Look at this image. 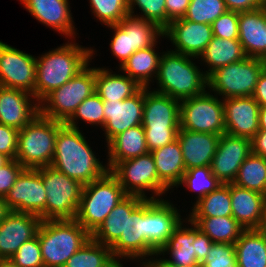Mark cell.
Wrapping results in <instances>:
<instances>
[{"label":"cell","mask_w":266,"mask_h":267,"mask_svg":"<svg viewBox=\"0 0 266 267\" xmlns=\"http://www.w3.org/2000/svg\"><path fill=\"white\" fill-rule=\"evenodd\" d=\"M79 128L67 126L59 128L51 167L64 173L82 185L100 179L109 169L95 156Z\"/></svg>","instance_id":"6da1fadb"},{"label":"cell","mask_w":266,"mask_h":267,"mask_svg":"<svg viewBox=\"0 0 266 267\" xmlns=\"http://www.w3.org/2000/svg\"><path fill=\"white\" fill-rule=\"evenodd\" d=\"M93 48H85L78 43L71 42L48 51L36 58V82L34 98L40 103L49 93L58 89L92 60Z\"/></svg>","instance_id":"7a4b0ae2"},{"label":"cell","mask_w":266,"mask_h":267,"mask_svg":"<svg viewBox=\"0 0 266 267\" xmlns=\"http://www.w3.org/2000/svg\"><path fill=\"white\" fill-rule=\"evenodd\" d=\"M190 58L195 59L173 51L163 52L156 77L158 89L153 91L180 101L204 94L208 87L207 76Z\"/></svg>","instance_id":"3957f363"},{"label":"cell","mask_w":266,"mask_h":267,"mask_svg":"<svg viewBox=\"0 0 266 267\" xmlns=\"http://www.w3.org/2000/svg\"><path fill=\"white\" fill-rule=\"evenodd\" d=\"M144 87L142 126L149 152L177 139L180 129V100Z\"/></svg>","instance_id":"277c9868"},{"label":"cell","mask_w":266,"mask_h":267,"mask_svg":"<svg viewBox=\"0 0 266 267\" xmlns=\"http://www.w3.org/2000/svg\"><path fill=\"white\" fill-rule=\"evenodd\" d=\"M91 235L75 219L45 220L38 229L44 267H64Z\"/></svg>","instance_id":"5b68a950"},{"label":"cell","mask_w":266,"mask_h":267,"mask_svg":"<svg viewBox=\"0 0 266 267\" xmlns=\"http://www.w3.org/2000/svg\"><path fill=\"white\" fill-rule=\"evenodd\" d=\"M64 124L57 120L36 115L18 132L16 160L24 167L37 169L50 166L55 151L59 128Z\"/></svg>","instance_id":"8992f818"},{"label":"cell","mask_w":266,"mask_h":267,"mask_svg":"<svg viewBox=\"0 0 266 267\" xmlns=\"http://www.w3.org/2000/svg\"><path fill=\"white\" fill-rule=\"evenodd\" d=\"M126 196L118 179L108 171L100 179L83 185L75 220L91 235Z\"/></svg>","instance_id":"52a82bcc"},{"label":"cell","mask_w":266,"mask_h":267,"mask_svg":"<svg viewBox=\"0 0 266 267\" xmlns=\"http://www.w3.org/2000/svg\"><path fill=\"white\" fill-rule=\"evenodd\" d=\"M96 67L87 65L58 89L53 90L39 103V113L43 117L66 122L77 107L95 93Z\"/></svg>","instance_id":"ba28073f"},{"label":"cell","mask_w":266,"mask_h":267,"mask_svg":"<svg viewBox=\"0 0 266 267\" xmlns=\"http://www.w3.org/2000/svg\"><path fill=\"white\" fill-rule=\"evenodd\" d=\"M37 169L46 190L45 220L75 219L83 185L51 166Z\"/></svg>","instance_id":"9c48e42d"},{"label":"cell","mask_w":266,"mask_h":267,"mask_svg":"<svg viewBox=\"0 0 266 267\" xmlns=\"http://www.w3.org/2000/svg\"><path fill=\"white\" fill-rule=\"evenodd\" d=\"M263 61L259 58L245 57L213 71L208 77V90L224 99L252 96L261 72Z\"/></svg>","instance_id":"30bf717a"},{"label":"cell","mask_w":266,"mask_h":267,"mask_svg":"<svg viewBox=\"0 0 266 267\" xmlns=\"http://www.w3.org/2000/svg\"><path fill=\"white\" fill-rule=\"evenodd\" d=\"M110 172L118 179L127 195L157 200L162 199V195L169 190L159 180L151 152L118 162ZM147 190L153 195L147 197L145 193Z\"/></svg>","instance_id":"8fae6325"},{"label":"cell","mask_w":266,"mask_h":267,"mask_svg":"<svg viewBox=\"0 0 266 267\" xmlns=\"http://www.w3.org/2000/svg\"><path fill=\"white\" fill-rule=\"evenodd\" d=\"M147 199L126 196V225L119 239L110 247L114 259L141 260L147 257ZM121 258V259H120Z\"/></svg>","instance_id":"7c38bea8"},{"label":"cell","mask_w":266,"mask_h":267,"mask_svg":"<svg viewBox=\"0 0 266 267\" xmlns=\"http://www.w3.org/2000/svg\"><path fill=\"white\" fill-rule=\"evenodd\" d=\"M210 92L206 91L199 96L180 101V129L199 133L225 134L223 99H219Z\"/></svg>","instance_id":"4fadbf2b"},{"label":"cell","mask_w":266,"mask_h":267,"mask_svg":"<svg viewBox=\"0 0 266 267\" xmlns=\"http://www.w3.org/2000/svg\"><path fill=\"white\" fill-rule=\"evenodd\" d=\"M4 199L11 211L35 214L45 221L46 190L38 169L24 168Z\"/></svg>","instance_id":"5bb4252c"},{"label":"cell","mask_w":266,"mask_h":267,"mask_svg":"<svg viewBox=\"0 0 266 267\" xmlns=\"http://www.w3.org/2000/svg\"><path fill=\"white\" fill-rule=\"evenodd\" d=\"M36 58L0 41V86L34 95Z\"/></svg>","instance_id":"9a60e30c"},{"label":"cell","mask_w":266,"mask_h":267,"mask_svg":"<svg viewBox=\"0 0 266 267\" xmlns=\"http://www.w3.org/2000/svg\"><path fill=\"white\" fill-rule=\"evenodd\" d=\"M176 208L169 200L147 199V257L157 255L183 220Z\"/></svg>","instance_id":"2e32d148"},{"label":"cell","mask_w":266,"mask_h":267,"mask_svg":"<svg viewBox=\"0 0 266 267\" xmlns=\"http://www.w3.org/2000/svg\"><path fill=\"white\" fill-rule=\"evenodd\" d=\"M251 153L250 139L221 134L210 165L211 171L222 184L233 183L241 164Z\"/></svg>","instance_id":"e0dca14e"},{"label":"cell","mask_w":266,"mask_h":267,"mask_svg":"<svg viewBox=\"0 0 266 267\" xmlns=\"http://www.w3.org/2000/svg\"><path fill=\"white\" fill-rule=\"evenodd\" d=\"M106 143L118 134L142 124L144 87L123 101L103 102Z\"/></svg>","instance_id":"ac0fdd59"},{"label":"cell","mask_w":266,"mask_h":267,"mask_svg":"<svg viewBox=\"0 0 266 267\" xmlns=\"http://www.w3.org/2000/svg\"><path fill=\"white\" fill-rule=\"evenodd\" d=\"M164 37L175 46L170 51L198 59L212 40L213 31L210 24L195 23L182 18L169 23L164 29Z\"/></svg>","instance_id":"d6986e66"},{"label":"cell","mask_w":266,"mask_h":267,"mask_svg":"<svg viewBox=\"0 0 266 267\" xmlns=\"http://www.w3.org/2000/svg\"><path fill=\"white\" fill-rule=\"evenodd\" d=\"M225 133L252 139L259 131L260 106L252 96L223 100Z\"/></svg>","instance_id":"ffe728a7"},{"label":"cell","mask_w":266,"mask_h":267,"mask_svg":"<svg viewBox=\"0 0 266 267\" xmlns=\"http://www.w3.org/2000/svg\"><path fill=\"white\" fill-rule=\"evenodd\" d=\"M41 222L35 214L10 211L0 223V257H12L24 242L37 235Z\"/></svg>","instance_id":"44dd1931"},{"label":"cell","mask_w":266,"mask_h":267,"mask_svg":"<svg viewBox=\"0 0 266 267\" xmlns=\"http://www.w3.org/2000/svg\"><path fill=\"white\" fill-rule=\"evenodd\" d=\"M32 99L27 91L0 86V124L23 129L39 114V103Z\"/></svg>","instance_id":"7402d4cb"},{"label":"cell","mask_w":266,"mask_h":267,"mask_svg":"<svg viewBox=\"0 0 266 267\" xmlns=\"http://www.w3.org/2000/svg\"><path fill=\"white\" fill-rule=\"evenodd\" d=\"M40 23L69 38H75V26L68 0H20Z\"/></svg>","instance_id":"603a6c76"},{"label":"cell","mask_w":266,"mask_h":267,"mask_svg":"<svg viewBox=\"0 0 266 267\" xmlns=\"http://www.w3.org/2000/svg\"><path fill=\"white\" fill-rule=\"evenodd\" d=\"M239 42L247 57H266V10L238 12Z\"/></svg>","instance_id":"cb8c5ba5"},{"label":"cell","mask_w":266,"mask_h":267,"mask_svg":"<svg viewBox=\"0 0 266 267\" xmlns=\"http://www.w3.org/2000/svg\"><path fill=\"white\" fill-rule=\"evenodd\" d=\"M220 135L192 132L179 129L177 139L182 149L186 170L194 167L210 166L216 153Z\"/></svg>","instance_id":"d4e9b609"},{"label":"cell","mask_w":266,"mask_h":267,"mask_svg":"<svg viewBox=\"0 0 266 267\" xmlns=\"http://www.w3.org/2000/svg\"><path fill=\"white\" fill-rule=\"evenodd\" d=\"M186 219L187 223L191 224V228L184 227L183 222L185 220L180 222L168 238L166 244L157 253L156 258H153L157 265L189 266L198 263L194 252V245L192 244L195 240V224L188 217ZM167 252L172 260L170 258L157 259L158 254L165 256Z\"/></svg>","instance_id":"484cf974"},{"label":"cell","mask_w":266,"mask_h":267,"mask_svg":"<svg viewBox=\"0 0 266 267\" xmlns=\"http://www.w3.org/2000/svg\"><path fill=\"white\" fill-rule=\"evenodd\" d=\"M232 217L245 229H257L262 221L266 195L230 183Z\"/></svg>","instance_id":"4316f807"},{"label":"cell","mask_w":266,"mask_h":267,"mask_svg":"<svg viewBox=\"0 0 266 267\" xmlns=\"http://www.w3.org/2000/svg\"><path fill=\"white\" fill-rule=\"evenodd\" d=\"M107 148L108 163L106 165L109 171L118 162L149 153L142 125L132 127L118 134L107 144Z\"/></svg>","instance_id":"83f0119b"},{"label":"cell","mask_w":266,"mask_h":267,"mask_svg":"<svg viewBox=\"0 0 266 267\" xmlns=\"http://www.w3.org/2000/svg\"><path fill=\"white\" fill-rule=\"evenodd\" d=\"M153 155L159 180L168 188L178 187L186 171L178 139L154 151Z\"/></svg>","instance_id":"f1b7e54d"},{"label":"cell","mask_w":266,"mask_h":267,"mask_svg":"<svg viewBox=\"0 0 266 267\" xmlns=\"http://www.w3.org/2000/svg\"><path fill=\"white\" fill-rule=\"evenodd\" d=\"M141 87L129 76L113 74L106 68H96L95 92L103 102L123 101Z\"/></svg>","instance_id":"f546056e"},{"label":"cell","mask_w":266,"mask_h":267,"mask_svg":"<svg viewBox=\"0 0 266 267\" xmlns=\"http://www.w3.org/2000/svg\"><path fill=\"white\" fill-rule=\"evenodd\" d=\"M151 47L135 51L121 66L119 70L132 78L140 87L150 88L151 79L157 77L159 63L162 55ZM150 81V82H149Z\"/></svg>","instance_id":"4dcf8cb0"},{"label":"cell","mask_w":266,"mask_h":267,"mask_svg":"<svg viewBox=\"0 0 266 267\" xmlns=\"http://www.w3.org/2000/svg\"><path fill=\"white\" fill-rule=\"evenodd\" d=\"M245 57L247 56L238 39H223L216 36L212 37L204 52L199 56L208 65L209 69L205 72L207 77L213 71L231 63L239 62Z\"/></svg>","instance_id":"1f68e13d"},{"label":"cell","mask_w":266,"mask_h":267,"mask_svg":"<svg viewBox=\"0 0 266 267\" xmlns=\"http://www.w3.org/2000/svg\"><path fill=\"white\" fill-rule=\"evenodd\" d=\"M234 247L238 267H266V239L258 229H245Z\"/></svg>","instance_id":"d6a6232c"},{"label":"cell","mask_w":266,"mask_h":267,"mask_svg":"<svg viewBox=\"0 0 266 267\" xmlns=\"http://www.w3.org/2000/svg\"><path fill=\"white\" fill-rule=\"evenodd\" d=\"M195 226L206 234L213 243L235 244L245 228L232 216L189 217Z\"/></svg>","instance_id":"836d02e7"},{"label":"cell","mask_w":266,"mask_h":267,"mask_svg":"<svg viewBox=\"0 0 266 267\" xmlns=\"http://www.w3.org/2000/svg\"><path fill=\"white\" fill-rule=\"evenodd\" d=\"M188 217H227L232 216L230 184H221L192 207Z\"/></svg>","instance_id":"e575fe53"},{"label":"cell","mask_w":266,"mask_h":267,"mask_svg":"<svg viewBox=\"0 0 266 267\" xmlns=\"http://www.w3.org/2000/svg\"><path fill=\"white\" fill-rule=\"evenodd\" d=\"M233 184L266 195V158L251 153L241 164Z\"/></svg>","instance_id":"d590c367"},{"label":"cell","mask_w":266,"mask_h":267,"mask_svg":"<svg viewBox=\"0 0 266 267\" xmlns=\"http://www.w3.org/2000/svg\"><path fill=\"white\" fill-rule=\"evenodd\" d=\"M113 260L110 246L90 238L67 260L64 267H107Z\"/></svg>","instance_id":"8d00e7d4"},{"label":"cell","mask_w":266,"mask_h":267,"mask_svg":"<svg viewBox=\"0 0 266 267\" xmlns=\"http://www.w3.org/2000/svg\"><path fill=\"white\" fill-rule=\"evenodd\" d=\"M126 197L121 200L91 234V238L106 246H112L125 232Z\"/></svg>","instance_id":"74e56055"},{"label":"cell","mask_w":266,"mask_h":267,"mask_svg":"<svg viewBox=\"0 0 266 267\" xmlns=\"http://www.w3.org/2000/svg\"><path fill=\"white\" fill-rule=\"evenodd\" d=\"M164 38V29L152 21L130 15V41L134 51L145 49Z\"/></svg>","instance_id":"f35d334b"},{"label":"cell","mask_w":266,"mask_h":267,"mask_svg":"<svg viewBox=\"0 0 266 267\" xmlns=\"http://www.w3.org/2000/svg\"><path fill=\"white\" fill-rule=\"evenodd\" d=\"M182 184L198 193L197 202L208 193L216 190L222 183L212 173L210 166H203L186 170L178 186Z\"/></svg>","instance_id":"ab89813d"},{"label":"cell","mask_w":266,"mask_h":267,"mask_svg":"<svg viewBox=\"0 0 266 267\" xmlns=\"http://www.w3.org/2000/svg\"><path fill=\"white\" fill-rule=\"evenodd\" d=\"M227 11L224 0H191L183 19L211 25Z\"/></svg>","instance_id":"60d3db41"},{"label":"cell","mask_w":266,"mask_h":267,"mask_svg":"<svg viewBox=\"0 0 266 267\" xmlns=\"http://www.w3.org/2000/svg\"><path fill=\"white\" fill-rule=\"evenodd\" d=\"M82 119L84 122L100 126H104V106L103 100L95 92L90 97L86 98L76 109L73 115L65 122L69 127L79 128L76 122ZM76 120V121H75Z\"/></svg>","instance_id":"b9f144b4"},{"label":"cell","mask_w":266,"mask_h":267,"mask_svg":"<svg viewBox=\"0 0 266 267\" xmlns=\"http://www.w3.org/2000/svg\"><path fill=\"white\" fill-rule=\"evenodd\" d=\"M92 13L105 26L118 24L129 14L128 0H89Z\"/></svg>","instance_id":"7bdbcfd3"},{"label":"cell","mask_w":266,"mask_h":267,"mask_svg":"<svg viewBox=\"0 0 266 267\" xmlns=\"http://www.w3.org/2000/svg\"><path fill=\"white\" fill-rule=\"evenodd\" d=\"M114 30V35L110 42L112 54L120 60L121 66L135 51L131 48L130 41V14H128L118 24L107 26Z\"/></svg>","instance_id":"ee69618b"},{"label":"cell","mask_w":266,"mask_h":267,"mask_svg":"<svg viewBox=\"0 0 266 267\" xmlns=\"http://www.w3.org/2000/svg\"><path fill=\"white\" fill-rule=\"evenodd\" d=\"M166 0H128L129 14L152 21L162 29L167 27ZM138 6L141 16L134 14V8Z\"/></svg>","instance_id":"f6af8a7d"},{"label":"cell","mask_w":266,"mask_h":267,"mask_svg":"<svg viewBox=\"0 0 266 267\" xmlns=\"http://www.w3.org/2000/svg\"><path fill=\"white\" fill-rule=\"evenodd\" d=\"M10 259L19 267H44L37 235L24 242Z\"/></svg>","instance_id":"bcb514c9"},{"label":"cell","mask_w":266,"mask_h":267,"mask_svg":"<svg viewBox=\"0 0 266 267\" xmlns=\"http://www.w3.org/2000/svg\"><path fill=\"white\" fill-rule=\"evenodd\" d=\"M201 265L203 267H238L234 244L213 243Z\"/></svg>","instance_id":"7dc6e473"},{"label":"cell","mask_w":266,"mask_h":267,"mask_svg":"<svg viewBox=\"0 0 266 267\" xmlns=\"http://www.w3.org/2000/svg\"><path fill=\"white\" fill-rule=\"evenodd\" d=\"M213 36L226 38V39H238V12L227 11L220 15L212 24Z\"/></svg>","instance_id":"c3c4849f"},{"label":"cell","mask_w":266,"mask_h":267,"mask_svg":"<svg viewBox=\"0 0 266 267\" xmlns=\"http://www.w3.org/2000/svg\"><path fill=\"white\" fill-rule=\"evenodd\" d=\"M23 169L16 159H10L0 168V197L5 198Z\"/></svg>","instance_id":"681fc988"},{"label":"cell","mask_w":266,"mask_h":267,"mask_svg":"<svg viewBox=\"0 0 266 267\" xmlns=\"http://www.w3.org/2000/svg\"><path fill=\"white\" fill-rule=\"evenodd\" d=\"M19 130L0 124V153L9 159H16Z\"/></svg>","instance_id":"f907efd6"},{"label":"cell","mask_w":266,"mask_h":267,"mask_svg":"<svg viewBox=\"0 0 266 267\" xmlns=\"http://www.w3.org/2000/svg\"><path fill=\"white\" fill-rule=\"evenodd\" d=\"M192 244L197 262L202 263L213 245L212 240L195 226V240Z\"/></svg>","instance_id":"816d5d0a"},{"label":"cell","mask_w":266,"mask_h":267,"mask_svg":"<svg viewBox=\"0 0 266 267\" xmlns=\"http://www.w3.org/2000/svg\"><path fill=\"white\" fill-rule=\"evenodd\" d=\"M191 0H166L167 26L170 22L182 19L187 11Z\"/></svg>","instance_id":"f5cc1de1"},{"label":"cell","mask_w":266,"mask_h":267,"mask_svg":"<svg viewBox=\"0 0 266 267\" xmlns=\"http://www.w3.org/2000/svg\"><path fill=\"white\" fill-rule=\"evenodd\" d=\"M264 0H224L228 11L245 12L263 7Z\"/></svg>","instance_id":"db71d44e"},{"label":"cell","mask_w":266,"mask_h":267,"mask_svg":"<svg viewBox=\"0 0 266 267\" xmlns=\"http://www.w3.org/2000/svg\"><path fill=\"white\" fill-rule=\"evenodd\" d=\"M260 107H266V71H262L252 95Z\"/></svg>","instance_id":"11a10c76"},{"label":"cell","mask_w":266,"mask_h":267,"mask_svg":"<svg viewBox=\"0 0 266 267\" xmlns=\"http://www.w3.org/2000/svg\"><path fill=\"white\" fill-rule=\"evenodd\" d=\"M252 153L266 158V131H258L251 139Z\"/></svg>","instance_id":"9f6ffc18"},{"label":"cell","mask_w":266,"mask_h":267,"mask_svg":"<svg viewBox=\"0 0 266 267\" xmlns=\"http://www.w3.org/2000/svg\"><path fill=\"white\" fill-rule=\"evenodd\" d=\"M259 131H266V107H260Z\"/></svg>","instance_id":"6f0895ef"},{"label":"cell","mask_w":266,"mask_h":267,"mask_svg":"<svg viewBox=\"0 0 266 267\" xmlns=\"http://www.w3.org/2000/svg\"><path fill=\"white\" fill-rule=\"evenodd\" d=\"M11 210L8 208L7 203L3 197H0V223L5 219Z\"/></svg>","instance_id":"680465c9"},{"label":"cell","mask_w":266,"mask_h":267,"mask_svg":"<svg viewBox=\"0 0 266 267\" xmlns=\"http://www.w3.org/2000/svg\"><path fill=\"white\" fill-rule=\"evenodd\" d=\"M257 229L263 234L266 239V203L263 209L262 221Z\"/></svg>","instance_id":"91938a15"},{"label":"cell","mask_w":266,"mask_h":267,"mask_svg":"<svg viewBox=\"0 0 266 267\" xmlns=\"http://www.w3.org/2000/svg\"><path fill=\"white\" fill-rule=\"evenodd\" d=\"M142 261V262H141ZM145 261V262H144ZM140 260V264H142V265H140L141 267H159L158 265H157V263H156V261L153 259V257H152V259L150 258V259H146V260ZM139 266V267H140Z\"/></svg>","instance_id":"94428289"},{"label":"cell","mask_w":266,"mask_h":267,"mask_svg":"<svg viewBox=\"0 0 266 267\" xmlns=\"http://www.w3.org/2000/svg\"><path fill=\"white\" fill-rule=\"evenodd\" d=\"M0 267H19L10 258L0 260Z\"/></svg>","instance_id":"6125c7cd"},{"label":"cell","mask_w":266,"mask_h":267,"mask_svg":"<svg viewBox=\"0 0 266 267\" xmlns=\"http://www.w3.org/2000/svg\"><path fill=\"white\" fill-rule=\"evenodd\" d=\"M10 159L4 154L0 153V168L4 166Z\"/></svg>","instance_id":"be15d7a7"},{"label":"cell","mask_w":266,"mask_h":267,"mask_svg":"<svg viewBox=\"0 0 266 267\" xmlns=\"http://www.w3.org/2000/svg\"><path fill=\"white\" fill-rule=\"evenodd\" d=\"M159 267H203L201 263H197L189 266H177V265H158Z\"/></svg>","instance_id":"e7e4bbea"},{"label":"cell","mask_w":266,"mask_h":267,"mask_svg":"<svg viewBox=\"0 0 266 267\" xmlns=\"http://www.w3.org/2000/svg\"><path fill=\"white\" fill-rule=\"evenodd\" d=\"M119 260L114 259L107 267H123Z\"/></svg>","instance_id":"03108f58"},{"label":"cell","mask_w":266,"mask_h":267,"mask_svg":"<svg viewBox=\"0 0 266 267\" xmlns=\"http://www.w3.org/2000/svg\"><path fill=\"white\" fill-rule=\"evenodd\" d=\"M262 61H263V68H264V71H266V57H264V58L262 59Z\"/></svg>","instance_id":"003e7915"},{"label":"cell","mask_w":266,"mask_h":267,"mask_svg":"<svg viewBox=\"0 0 266 267\" xmlns=\"http://www.w3.org/2000/svg\"><path fill=\"white\" fill-rule=\"evenodd\" d=\"M263 8L266 10V0L263 1Z\"/></svg>","instance_id":"a7ac6f4b"}]
</instances>
